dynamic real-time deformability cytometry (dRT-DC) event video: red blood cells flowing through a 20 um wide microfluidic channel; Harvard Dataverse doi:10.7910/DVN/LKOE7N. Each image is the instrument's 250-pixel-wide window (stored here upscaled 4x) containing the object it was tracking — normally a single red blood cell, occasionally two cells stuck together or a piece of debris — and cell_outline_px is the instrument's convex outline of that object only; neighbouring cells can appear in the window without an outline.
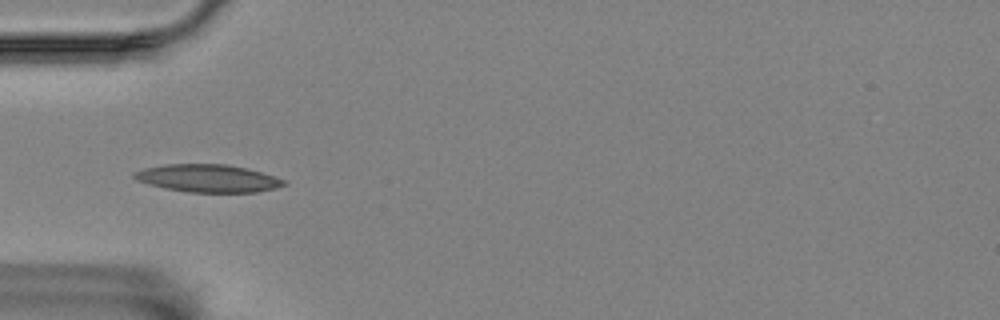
{"species": "Egyptian fruit bat (a non-hibernating species)", "species_latin": "Rousettus aegyptiacus", "temperature_condition": "room temperature", "stored_images_in_passage": 6, "camera_frame_rate_fps": 3000, "um_per_image_px": 0.085, "animal": {"sex": "female"}, "frame": {"image": 1, "passage_image": 4, "time_ms": 3.0, "image_size_px": [1000, 320], "cell_outline_px": [[288, 184], [276, 188], [256, 192], [188, 192], [164, 188], [148, 184], [136, 180], [132, 176], [132, 172], [144, 168], [164, 164], [224, 164], [244, 168], [260, 172], [284, 180]], "centroid_in_image_um": [17.61, 15.16], "position_along_channel_um": 67.4, "area_um2": 24.04}}
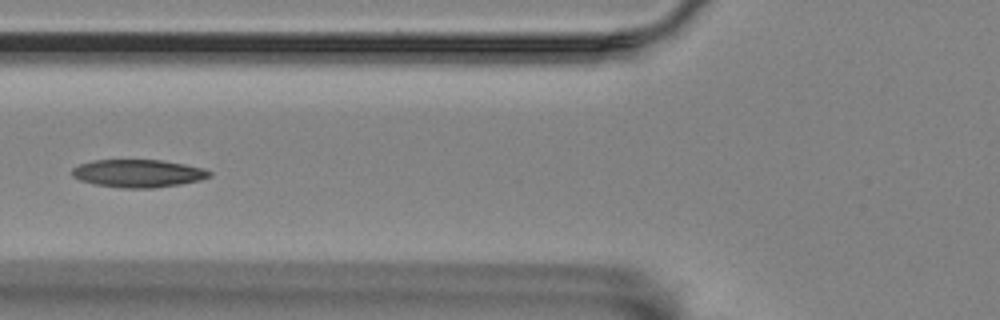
{"frame": {"image": 2, "passage_image": 5, "time_ms": 4.333, "image_size_px": [1000, 320], "cell_outline_px": [[212, 176], [200, 180], [180, 184], [156, 188], [120, 188], [96, 184], [80, 180], [72, 176], [72, 168], [80, 164], [92, 160], [160, 160], [184, 164], [204, 168], [212, 172]], "centroid_in_image_um": [11.76, 14.74], "position_along_channel_um": 114.0, "area_um2": 22.31}}
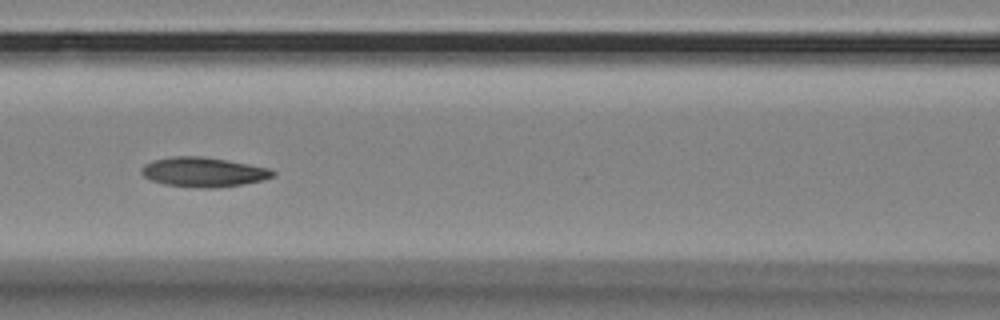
{"frame": {"image": 3, "passage_image": 6, "time_ms": 5.333, "image_size_px": [1000, 320], "cell_outline_px": [[276, 176], [264, 180], [244, 184], [216, 188], [196, 188], [164, 184], [152, 180], [144, 176], [140, 172], [140, 168], [144, 164], [152, 160], [172, 156], [204, 156], [248, 164], [268, 168], [276, 172]], "centroid_in_image_um": [17.29, 14.63], "position_along_channel_um": 149.3, "area_um2": 22.89}}